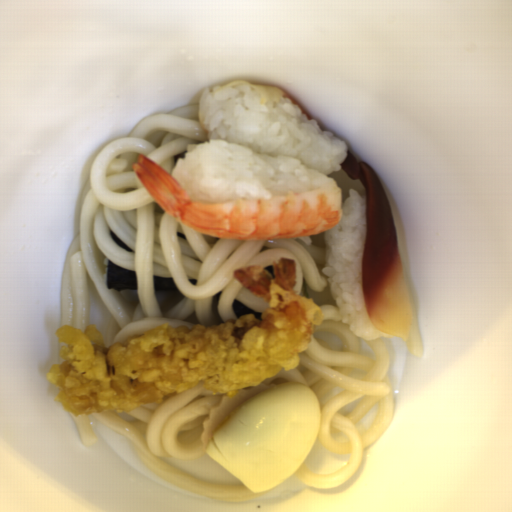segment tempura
I'll list each match as a JSON object with an SVG mask.
<instances>
[{"label":"tempura","instance_id":"1","mask_svg":"<svg viewBox=\"0 0 512 512\" xmlns=\"http://www.w3.org/2000/svg\"><path fill=\"white\" fill-rule=\"evenodd\" d=\"M272 267L273 272L263 265L234 271L240 285L269 303L259 319L242 315L192 328L166 322L111 345L94 324L84 332L60 326L55 334L62 360L46 374L57 389L54 400L74 417L123 414L199 385L233 397L295 368L325 315L312 298L295 292V260L280 257Z\"/></svg>","mask_w":512,"mask_h":512}]
</instances>
